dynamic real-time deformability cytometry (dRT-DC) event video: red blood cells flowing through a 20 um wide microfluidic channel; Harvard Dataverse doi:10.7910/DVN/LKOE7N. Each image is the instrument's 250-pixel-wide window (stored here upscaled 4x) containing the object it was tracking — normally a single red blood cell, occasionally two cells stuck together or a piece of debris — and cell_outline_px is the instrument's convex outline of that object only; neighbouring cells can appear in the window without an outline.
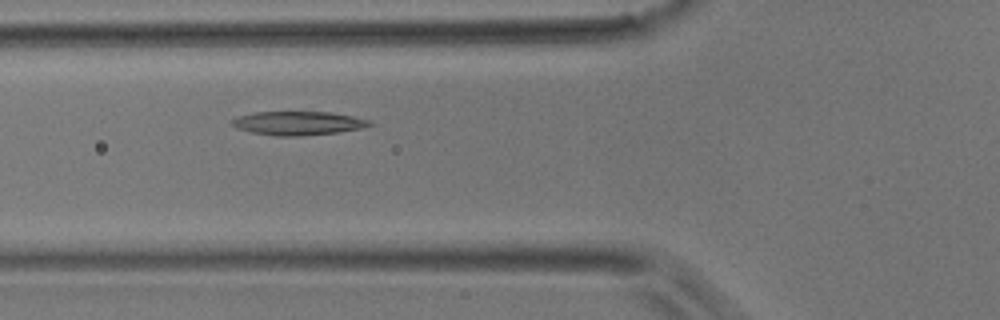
{"species": "common noctule bat (a hibernating species)", "species_latin": "Nyctalus noctula", "temperature_condition": "room temperature", "stored_images_in_passage": 5, "camera_frame_rate_fps": 3000, "um_per_image_px": 0.085, "animal": {"sex": "male", "body_mass_g": 17.9}, "frame": {"image": 1, "passage_image": 4, "time_ms": 1.0, "image_size_px": [1000, 320], "cell_outline_px": [[372, 124], [364, 128], [336, 132], [300, 136], [276, 136], [252, 132], [236, 128], [228, 120], [252, 112], [328, 112], [352, 116], [368, 120]], "centroid_in_image_um": [25.29, 10.47], "position_along_channel_um": 100.5, "area_um2": 18.9}}
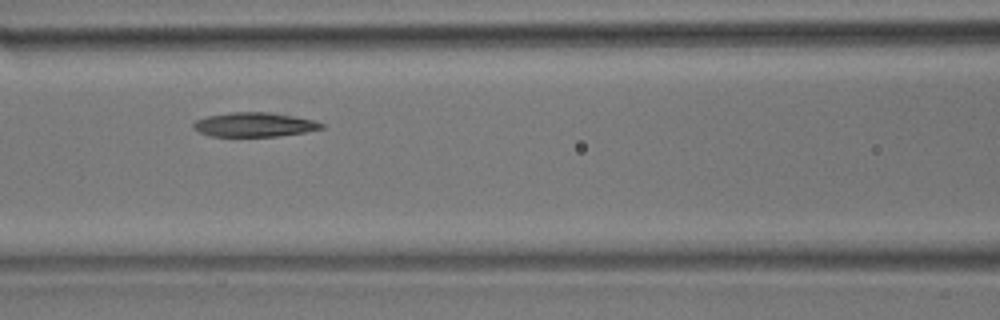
{"frame": {"image": 2, "passage_image": 5, "time_ms": 1.333, "image_size_px": [1000, 320], "cell_outline_px": [[324, 128], [304, 132], [280, 136], [212, 136], [200, 132], [192, 128], [192, 124], [196, 120], [208, 116], [228, 112], [268, 112], [296, 116], [312, 120], [324, 124]], "centroid_in_image_um": [21.61, 10.59], "position_along_channel_um": 145.0, "area_um2": 18.09}}